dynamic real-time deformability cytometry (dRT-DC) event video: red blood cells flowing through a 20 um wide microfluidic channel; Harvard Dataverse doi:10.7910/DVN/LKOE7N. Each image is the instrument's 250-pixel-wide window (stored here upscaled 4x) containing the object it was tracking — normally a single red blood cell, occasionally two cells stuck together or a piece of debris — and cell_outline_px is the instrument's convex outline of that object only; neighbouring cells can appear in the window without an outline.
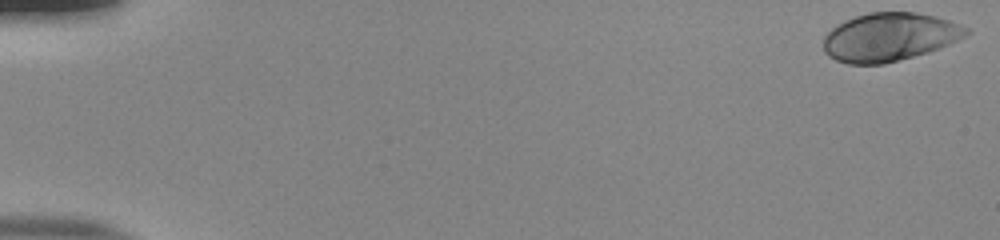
{"species": "human", "species_latin": "Homo sapiens", "temperature_condition": "room temperature", "stored_images_in_passage": 53, "camera_frame_rate_fps": 3000, "um_per_image_px": 0.085, "donor": {"sex": "male"}, "frame": {"image": 1, "passage_image": 1, "time_ms": 0.0, "image_size_px": [1000, 240], "cell_outline_px": [[972, 32], [948, 44], [928, 52], [884, 64], [848, 64], [836, 60], [828, 56], [824, 52], [824, 36], [832, 28], [844, 20], [868, 12], [916, 12], [936, 16], [960, 24], [968, 28]], "centroid_in_image_um": [75.59, 3.14], "position_along_channel_um": 9.4, "area_um2": 40.17}}
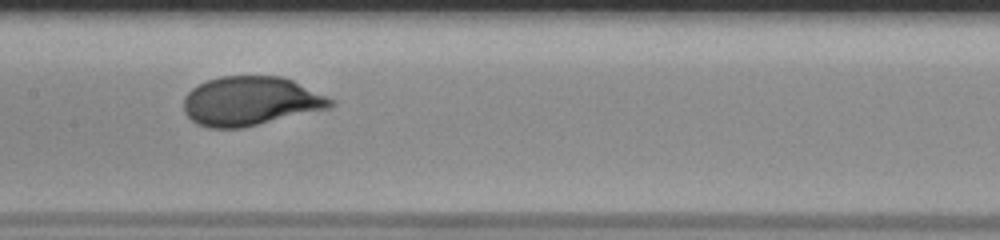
{"frame": {"image": 2, "passage_image": 28, "time_ms": 9.0, "image_size_px": [1000, 240], "cell_outline_px": [[336, 104], [332, 108], [244, 128], [208, 128], [196, 124], [184, 112], [184, 96], [192, 88], [208, 80], [220, 76], [280, 76], [292, 80], [336, 100]], "centroid_in_image_um": [21.33, 8.61], "position_along_channel_um": 186.1, "area_um2": 42.43}}
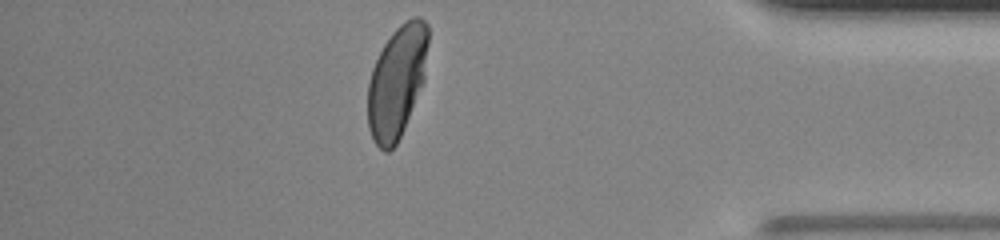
{"frame": {"image": 3, "passage_image": 47, "time_ms": 15.333, "image_size_px": [1000, 240], "cell_outline_px": [[428, 44], [424, 80], [404, 128], [396, 144], [388, 152], [384, 152], [372, 140], [368, 128], [368, 84], [372, 68], [384, 44], [392, 32], [400, 24], [412, 16], [420, 16], [428, 24]], "centroid_in_image_um": [33.73, 6.92], "position_along_channel_um": 401.5, "area_um2": 39.48}, "authors_computed_cell_mechanics": {"area_um2": 40.4022, "velocity_mm_per_s": 3.8825, "shape_relaxation_time_tau1_ms": 3.1611, "shape_relaxation_time_tau2_ms": null, "deformation_change_tau1": 0.2016, "deformation_change_tau2": null}}